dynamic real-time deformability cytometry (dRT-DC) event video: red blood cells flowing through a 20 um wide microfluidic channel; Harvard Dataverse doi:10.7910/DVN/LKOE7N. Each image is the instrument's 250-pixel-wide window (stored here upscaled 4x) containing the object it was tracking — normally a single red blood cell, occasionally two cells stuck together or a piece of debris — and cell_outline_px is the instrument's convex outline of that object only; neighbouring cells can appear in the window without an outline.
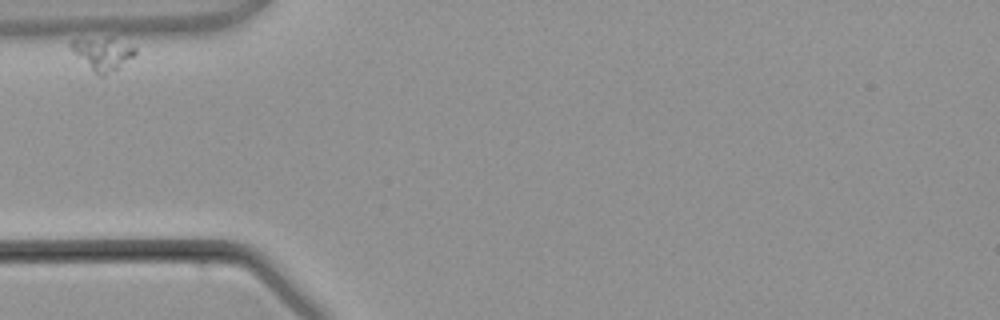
{"species": "common noctule bat (a hibernating species)", "species_latin": "Nyctalus noctula", "temperature_condition": "warm", "stored_images_in_passage": 6, "camera_frame_rate_fps": 3000, "um_per_image_px": 0.085, "animal": {"sex": "male", "body_mass_g": 21.5, "forearm_length_mm": 52.0}, "frame": {"image": 1, "passage_image": 4, "time_ms": 4.667, "image_size_px": [1000, 320], "cell_outline_px": [[136, 52], [132, 56], [116, 68], [104, 76], [100, 76], [92, 72], [68, 44], [72, 40], [108, 36], [112, 36], [136, 48]], "centroid_in_image_um": [8.71, 4.52], "position_along_channel_um": 76.3, "area_um2": 12.08}}
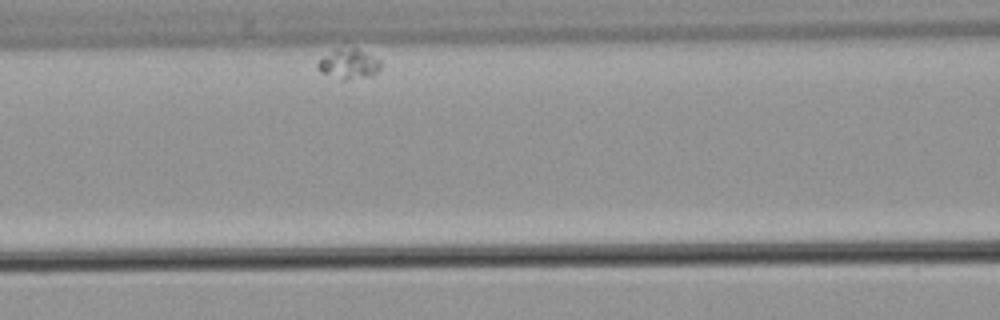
{"frame": {"image": 2, "passage_image": 6, "time_ms": 7.0, "image_size_px": [1000, 320], "cell_outline_px": [[380, 68], [372, 76], [348, 80], [340, 80], [320, 72], [316, 68], [316, 64], [324, 56], [336, 48], [356, 48], [380, 60]], "centroid_in_image_um": [29.61, 5.46], "position_along_channel_um": 137.0, "area_um2": 11.04}}